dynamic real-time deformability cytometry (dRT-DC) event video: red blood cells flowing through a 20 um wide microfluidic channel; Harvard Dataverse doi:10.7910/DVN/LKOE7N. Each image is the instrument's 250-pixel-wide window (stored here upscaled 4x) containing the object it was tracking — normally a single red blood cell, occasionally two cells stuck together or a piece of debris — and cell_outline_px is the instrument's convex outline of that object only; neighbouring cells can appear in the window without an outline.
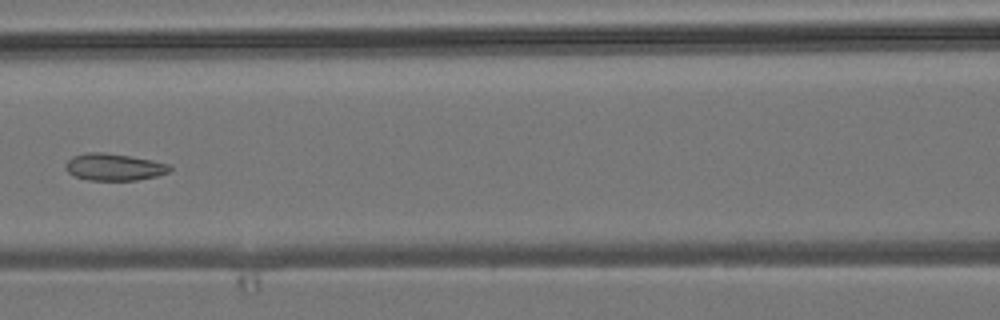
{"species": "common noctule bat (a hibernating species)", "species_latin": "Nyctalus noctula", "temperature_condition": "room temperature", "stored_images_in_passage": 6, "camera_frame_rate_fps": 3000, "um_per_image_px": 0.085, "animal": {"sex": "male", "body_mass_g": 19.2, "forearm_length_mm": 51.8}, "frame": {"image": 1, "passage_image": 6, "time_ms": 6.667, "image_size_px": [1000, 320], "cell_outline_px": [[172, 168], [168, 172], [156, 176], [136, 180], [88, 180], [72, 176], [64, 168], [64, 164], [72, 156], [88, 152], [104, 152], [152, 160], [168, 164]], "centroid_in_image_um": [9.63, 14.2], "position_along_channel_um": 157.0, "area_um2": 16.42}}